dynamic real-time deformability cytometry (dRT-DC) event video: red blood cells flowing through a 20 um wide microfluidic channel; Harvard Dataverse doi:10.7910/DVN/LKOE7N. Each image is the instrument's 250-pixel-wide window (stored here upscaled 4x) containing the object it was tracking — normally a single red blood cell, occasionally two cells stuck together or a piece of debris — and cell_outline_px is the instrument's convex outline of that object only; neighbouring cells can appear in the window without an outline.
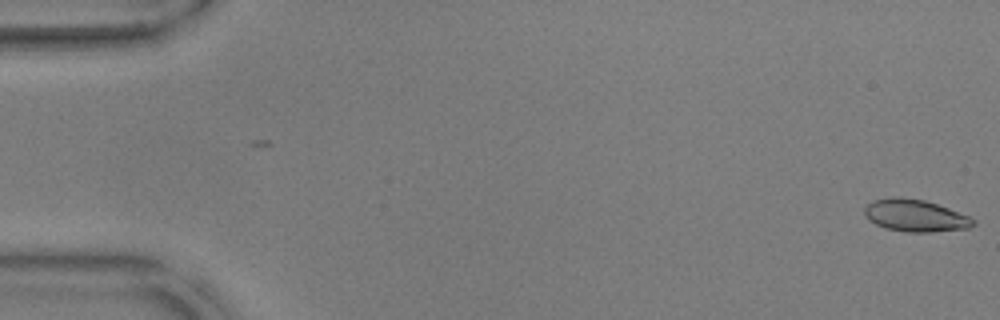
{"species": "common noctule bat (a hibernating species)", "species_latin": "Nyctalus noctula", "temperature_condition": "warm", "stored_images_in_passage": 17, "camera_frame_rate_fps": 3000, "um_per_image_px": 0.085, "animal": {"sex": "male", "body_mass_g": 17.9, "forearm_length_mm": 54.2}, "frame": {"image": 1, "passage_image": 1, "time_ms": 0.0, "image_size_px": [1000, 320], "cell_outline_px": [[976, 224], [968, 228], [928, 232], [908, 232], [888, 228], [876, 224], [868, 220], [864, 212], [864, 208], [872, 200], [896, 196], [900, 196], [924, 200], [948, 208], [968, 216], [976, 220]], "centroid_in_image_um": [77.78, 18.31], "position_along_channel_um": 7.2, "area_um2": 20.23}}